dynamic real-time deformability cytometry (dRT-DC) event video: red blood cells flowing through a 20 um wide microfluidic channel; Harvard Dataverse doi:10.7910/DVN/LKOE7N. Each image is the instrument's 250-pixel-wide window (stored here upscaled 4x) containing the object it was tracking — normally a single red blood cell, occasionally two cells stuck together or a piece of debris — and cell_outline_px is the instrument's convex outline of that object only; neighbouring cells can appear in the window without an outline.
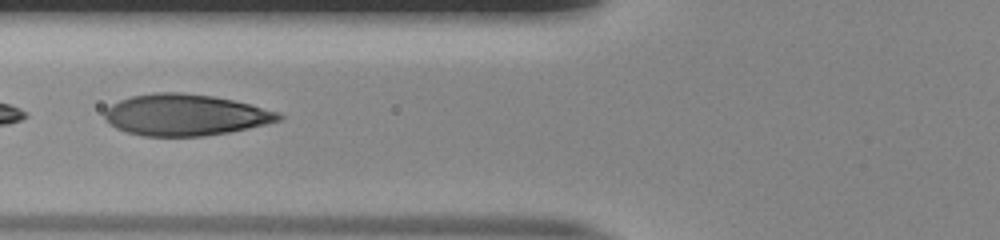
{"species": "human", "species_latin": "Homo sapiens", "temperature_condition": "room temperature", "stored_images_in_passage": 37, "camera_frame_rate_fps": 3000, "um_per_image_px": 0.085, "donor": {"sex": "male"}, "frame": {"image": 1, "passage_image": 6, "time_ms": 1.667, "image_size_px": [1000, 240], "cell_outline_px": [[284, 116], [280, 120], [248, 128], [228, 132], [204, 136], [144, 136], [128, 132], [116, 128], [104, 116], [104, 112], [112, 104], [120, 100], [132, 96], [156, 92], [180, 92], [212, 96], [232, 100], [248, 104], [276, 112]], "centroid_in_image_um": [15.72, 9.77], "position_along_channel_um": 110.1, "area_um2": 41.38}}
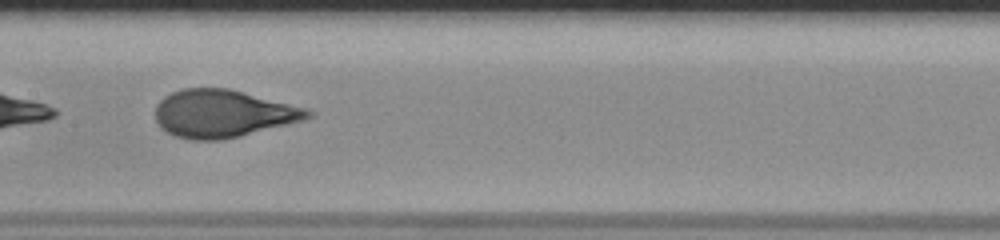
{"frame": {"image": 2, "passage_image": 12, "time_ms": 3.667, "image_size_px": [1000, 240], "cell_outline_px": [[312, 116], [304, 120], [240, 136], [220, 140], [192, 140], [176, 136], [160, 128], [156, 120], [156, 104], [164, 96], [172, 92], [184, 88], [228, 88], [304, 108], [312, 112]], "centroid_in_image_um": [18.9, 9.66], "position_along_channel_um": 188.5, "area_um2": 41.91}}
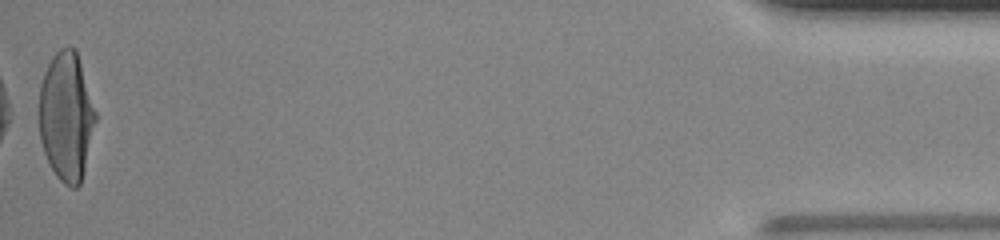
{"frame": {"image": 3, "passage_image": 37, "time_ms": 12.0, "image_size_px": [1000, 240], "cell_outline_px": [[96, 120], [80, 184], [76, 188], [72, 188], [64, 184], [56, 176], [44, 152], [40, 140], [40, 84], [44, 72], [52, 56], [60, 48], [68, 44], [76, 48], [96, 112]], "centroid_in_image_um": [5.63, 9.85], "position_along_channel_um": 429.6, "area_um2": 42.14}, "authors_computed_cell_mechanics": {"area_um2": 42.4252, "velocity_mm_per_s": 3.9065, "shape_relaxation_time_tau1_ms": 4.5501, "shape_relaxation_time_tau2_ms": null, "deformation_change_tau1": 0.2201, "deformation_change_tau2": null}}